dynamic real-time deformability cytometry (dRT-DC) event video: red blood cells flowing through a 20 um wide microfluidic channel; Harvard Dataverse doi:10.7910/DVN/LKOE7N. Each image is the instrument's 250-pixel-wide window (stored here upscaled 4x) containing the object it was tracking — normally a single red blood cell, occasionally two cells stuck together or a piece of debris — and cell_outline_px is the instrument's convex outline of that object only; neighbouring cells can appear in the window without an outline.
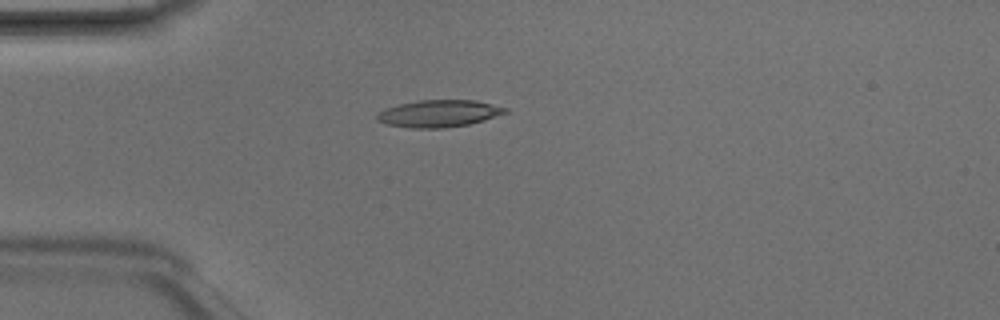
{"species": "Egyptian fruit bat (a non-hibernating species)", "species_latin": "Rousettus aegyptiacus", "temperature_condition": "room temperature", "stored_images_in_passage": 1, "camera_frame_rate_fps": 3000, "um_per_image_px": 0.085, "animal": {"sex": "male"}, "frame": {"image": 1, "passage_image": 1, "time_ms": 0.0, "image_size_px": [1000, 320], "cell_outline_px": [[508, 112], [484, 120], [468, 124], [444, 128], [412, 128], [388, 124], [376, 120], [376, 116], [384, 108], [400, 104], [420, 100], [476, 100], [508, 108]], "centroid_in_image_um": [37.31, 9.64], "position_along_channel_um": 47.7, "area_um2": 20.11}}